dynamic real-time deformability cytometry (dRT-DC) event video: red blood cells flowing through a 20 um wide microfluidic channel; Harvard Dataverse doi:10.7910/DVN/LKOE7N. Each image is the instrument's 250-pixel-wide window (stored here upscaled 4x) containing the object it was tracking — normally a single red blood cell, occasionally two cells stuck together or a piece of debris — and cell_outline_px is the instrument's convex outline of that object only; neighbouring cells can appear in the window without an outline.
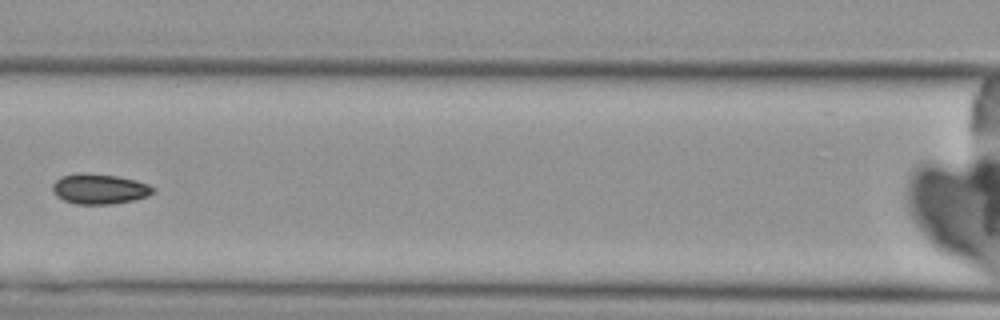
{"species": "Egyptian fruit bat (a non-hibernating species)", "species_latin": "Rousettus aegyptiacus", "temperature_condition": "cold", "stored_images_in_passage": 7, "camera_frame_rate_fps": 3000, "um_per_image_px": 0.085, "animal": {"sex": "female"}, "frame": {"image": 1, "passage_image": 6, "time_ms": 7.0, "image_size_px": [1000, 320], "cell_outline_px": [[156, 192], [148, 196], [132, 200], [112, 204], [76, 204], [64, 200], [56, 196], [52, 188], [52, 184], [60, 176], [84, 172], [88, 172], [116, 176], [136, 180], [148, 184], [156, 188]], "centroid_in_image_um": [8.46, 16.05], "position_along_channel_um": 158.1, "area_um2": 17.86}}
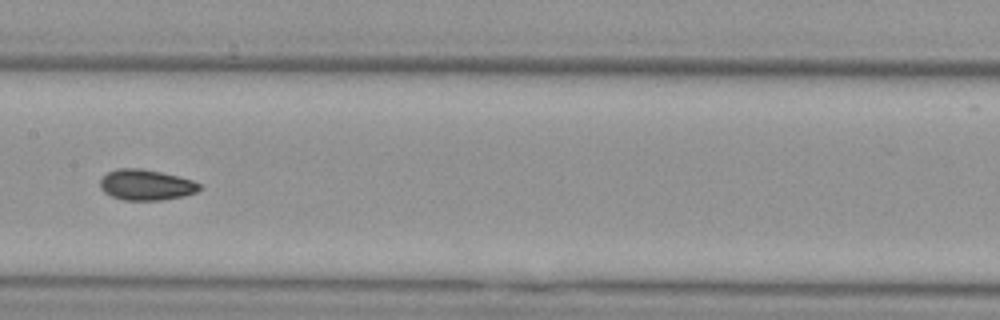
{"frame": {"image": 2, "passage_image": 7, "time_ms": 8.0, "image_size_px": [1000, 320], "cell_outline_px": [[204, 188], [196, 192], [184, 196], [160, 200], [124, 200], [112, 196], [104, 192], [100, 188], [100, 180], [108, 172], [116, 168], [140, 168], [180, 176], [204, 184]], "centroid_in_image_um": [12.47, 15.71], "position_along_channel_um": 194.9, "area_um2": 17.98}}